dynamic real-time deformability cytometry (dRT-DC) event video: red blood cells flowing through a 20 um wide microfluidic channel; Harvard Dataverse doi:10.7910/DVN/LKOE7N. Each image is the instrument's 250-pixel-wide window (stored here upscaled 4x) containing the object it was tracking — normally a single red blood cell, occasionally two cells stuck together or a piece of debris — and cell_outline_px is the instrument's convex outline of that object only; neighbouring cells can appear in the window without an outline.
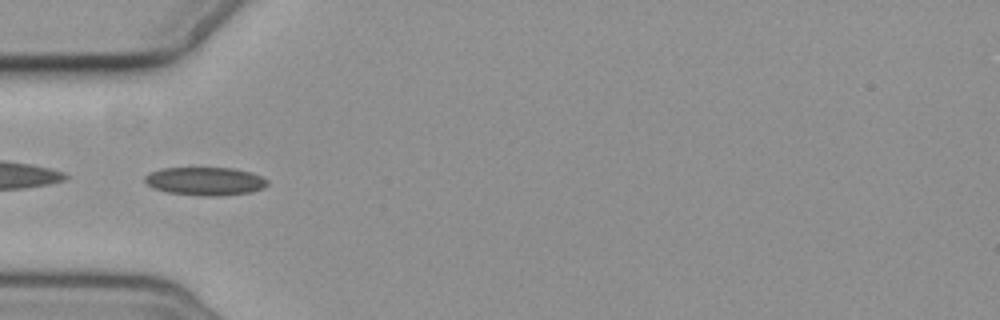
{"species": "common noctule bat (a hibernating species)", "species_latin": "Nyctalus noctula", "temperature_condition": "cold", "stored_images_in_passage": 4, "camera_frame_rate_fps": 3000, "um_per_image_px": 0.085, "animal": {"sex": "female", "body_mass_g": 19.3, "forearm_length_mm": 54.1}, "frame": {"image": 1, "passage_image": 4, "time_ms": 3.667, "image_size_px": [1000, 320], "cell_outline_px": [[268, 184], [264, 188], [252, 192], [216, 196], [200, 196], [168, 192], [152, 188], [144, 180], [144, 176], [152, 172], [164, 168], [232, 168], [252, 172], [268, 180]], "centroid_in_image_um": [17.47, 15.41], "position_along_channel_um": 67.5, "area_um2": 20.17}}